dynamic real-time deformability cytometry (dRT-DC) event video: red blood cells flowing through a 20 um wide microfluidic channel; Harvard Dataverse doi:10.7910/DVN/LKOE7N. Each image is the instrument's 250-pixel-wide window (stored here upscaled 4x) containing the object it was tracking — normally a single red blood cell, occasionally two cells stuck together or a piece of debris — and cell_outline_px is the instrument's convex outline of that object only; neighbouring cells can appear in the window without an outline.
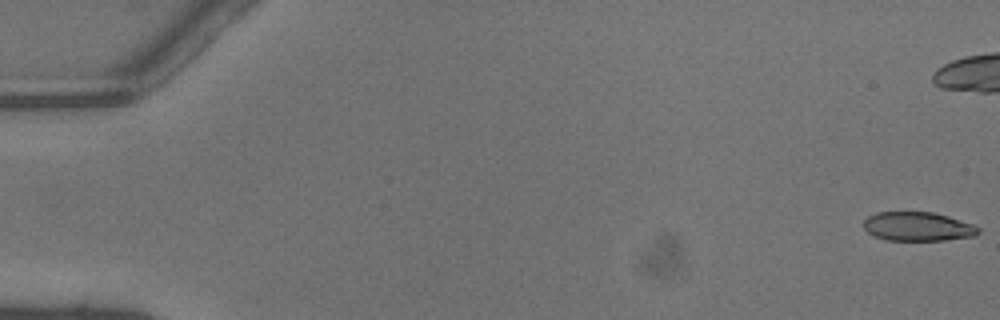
{"species": "common noctule bat (a hibernating species)", "species_latin": "Nyctalus noctula", "temperature_condition": "warm", "stored_images_in_passage": 38, "camera_frame_rate_fps": 3000, "um_per_image_px": 0.085, "animal": {"sex": "male", "body_mass_g": 13.3}, "frame": {"image": 1, "passage_image": 1, "time_ms": 0.0, "image_size_px": [1000, 320], "cell_outline_px": [[980, 232], [976, 236], [944, 240], [884, 240], [872, 236], [864, 228], [864, 220], [868, 216], [876, 212], [932, 212], [948, 216], [972, 224], [980, 228]], "centroid_in_image_um": [78.0, 19.26], "position_along_channel_um": 7.0, "area_um2": 19.48}}
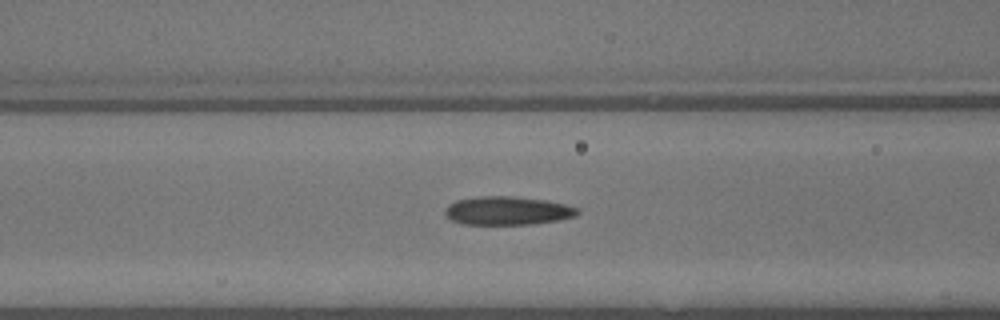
{"frame": {"image": 2, "passage_image": 20, "time_ms": 6.333, "image_size_px": [1000, 320], "cell_outline_px": [[580, 212], [576, 216], [560, 220], [532, 224], [460, 224], [452, 220], [444, 212], [444, 208], [448, 204], [456, 200], [480, 196], [512, 196], [544, 200], [564, 204], [580, 208]], "centroid_in_image_um": [43.14, 17.91], "position_along_channel_um": 123.5, "area_um2": 22.08}}
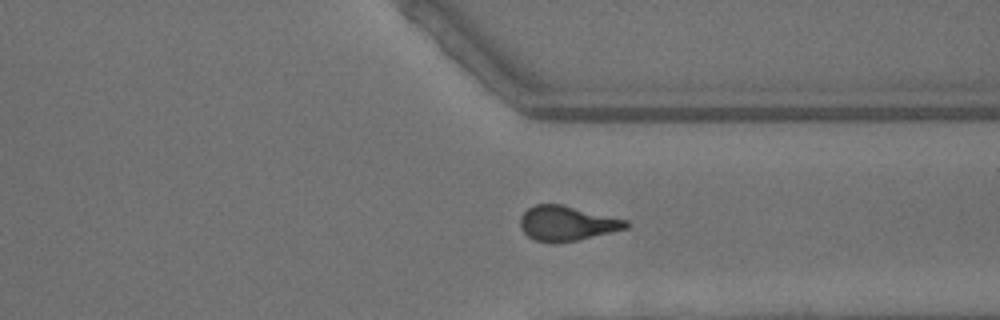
{"frame": {"image": 3, "passage_image": 36, "time_ms": 11.667, "image_size_px": [1000, 320], "cell_outline_px": [[632, 224], [628, 228], [612, 232], [576, 240], [556, 244], [552, 244], [536, 240], [528, 236], [520, 228], [520, 216], [528, 208], [536, 204], [560, 204], [628, 220]], "centroid_in_image_um": [48.19, 18.99], "position_along_channel_um": 363.2, "area_um2": 21.56}}